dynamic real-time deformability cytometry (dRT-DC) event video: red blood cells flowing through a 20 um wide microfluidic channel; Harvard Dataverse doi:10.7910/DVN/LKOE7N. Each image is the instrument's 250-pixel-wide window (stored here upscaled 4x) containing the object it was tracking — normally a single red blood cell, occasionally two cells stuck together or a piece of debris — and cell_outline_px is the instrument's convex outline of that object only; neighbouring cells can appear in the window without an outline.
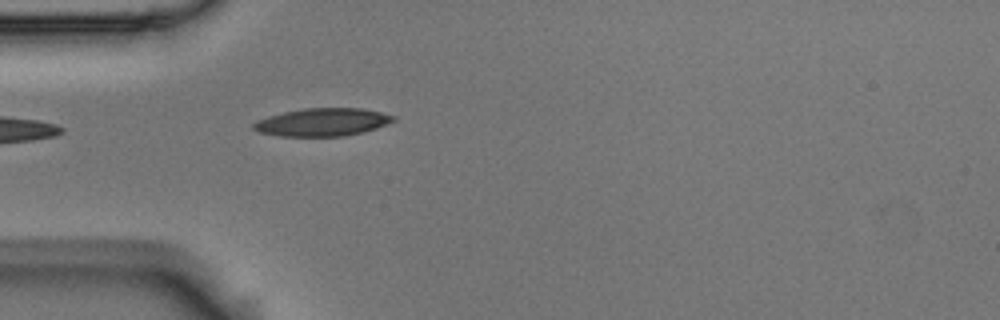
{"species": "Egyptian fruit bat (a non-hibernating species)", "species_latin": "Rousettus aegyptiacus", "temperature_condition": "room temperature", "stored_images_in_passage": 4, "camera_frame_rate_fps": 3000, "um_per_image_px": 0.085, "animal": {"sex": "male"}, "frame": {"image": 1, "passage_image": 4, "time_ms": 1.0, "image_size_px": [1000, 320], "cell_outline_px": [[396, 120], [376, 128], [364, 132], [344, 136], [280, 136], [260, 132], [252, 128], [252, 124], [256, 120], [268, 116], [284, 112], [304, 108], [360, 108], [380, 112], [396, 116]], "centroid_in_image_um": [27.4, 10.38], "position_along_channel_um": 57.6, "area_um2": 22.72}}